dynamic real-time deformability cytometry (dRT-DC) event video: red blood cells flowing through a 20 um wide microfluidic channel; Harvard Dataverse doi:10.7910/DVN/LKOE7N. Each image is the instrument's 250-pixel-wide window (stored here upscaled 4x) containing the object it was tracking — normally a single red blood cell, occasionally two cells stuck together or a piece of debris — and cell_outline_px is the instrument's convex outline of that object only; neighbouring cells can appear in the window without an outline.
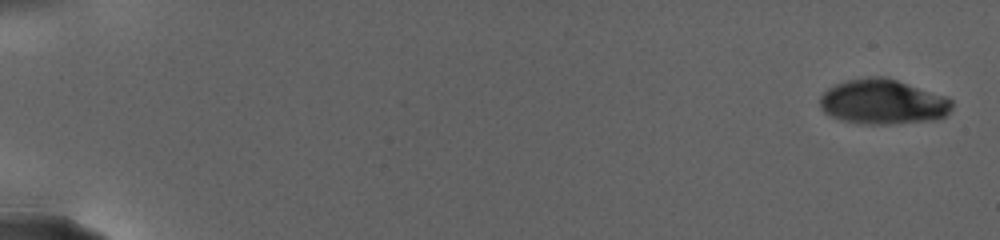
{"species": "human", "species_latin": "Homo sapiens", "temperature_condition": "warm", "stored_images_in_passage": 25, "camera_frame_rate_fps": 3000, "um_per_image_px": 0.085, "donor": {"sex": "female"}, "frame": {"image": 1, "passage_image": 1, "time_ms": 0.0, "image_size_px": [1000, 240], "cell_outline_px": [[952, 108], [944, 116], [932, 120], [888, 124], [868, 124], [844, 120], [832, 116], [824, 112], [820, 108], [820, 96], [828, 88], [836, 84], [848, 80], [868, 76], [884, 76], [948, 96], [952, 100]], "centroid_in_image_um": [75.06, 8.64], "position_along_channel_um": 9.9, "area_um2": 34.51}}
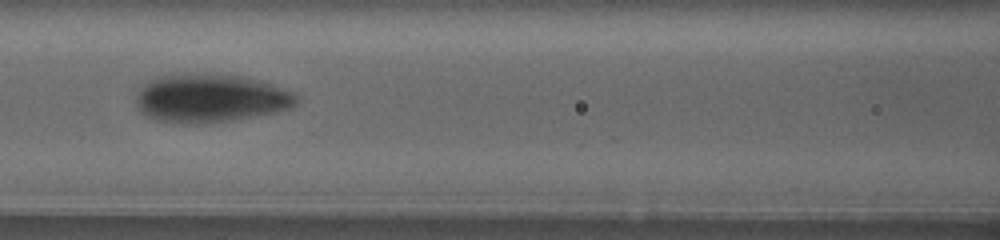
{"frame": {"image": 2, "passage_image": 18, "time_ms": 13.0, "image_size_px": [1000, 240], "cell_outline_px": [[296, 104], [292, 108], [256, 116], [232, 120], [196, 124], [180, 124], [156, 120], [148, 116], [136, 104], [136, 96], [140, 88], [144, 84], [160, 76], [196, 72], [240, 76], [260, 80], [296, 92]], "centroid_in_image_um": [17.91, 8.34], "position_along_channel_um": 148.7, "area_um2": 45.43}}
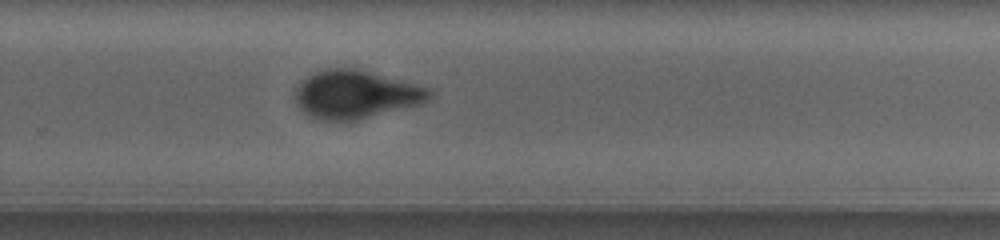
{"frame": {"image": 3, "passage_image": 25, "time_ms": 19.0, "image_size_px": [1000, 240], "cell_outline_px": [[432, 96], [428, 100], [420, 104], [348, 124], [320, 120], [308, 116], [296, 104], [292, 96], [300, 80], [304, 76], [324, 68], [356, 68], [432, 88]], "centroid_in_image_um": [30.19, 8.06], "position_along_channel_um": 299.6, "area_um2": 39.07}}